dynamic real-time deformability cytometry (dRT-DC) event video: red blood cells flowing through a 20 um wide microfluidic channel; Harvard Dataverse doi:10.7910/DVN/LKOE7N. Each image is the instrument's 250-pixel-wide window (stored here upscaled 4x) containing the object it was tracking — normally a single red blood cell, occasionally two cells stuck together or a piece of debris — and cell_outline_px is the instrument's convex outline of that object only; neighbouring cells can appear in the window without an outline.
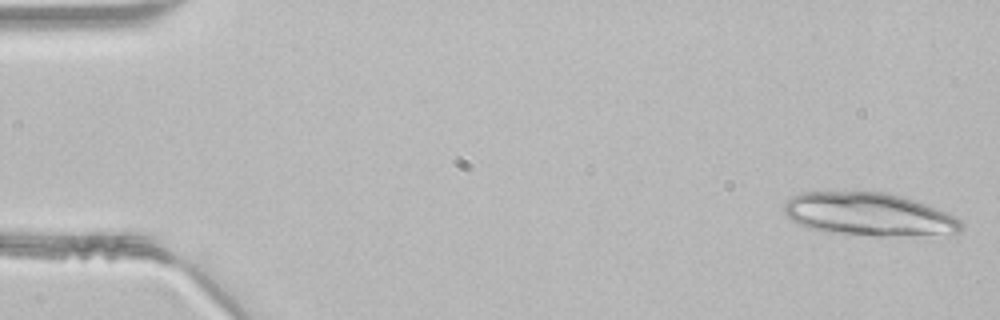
{"species": "common noctule bat (a hibernating species)", "species_latin": "Nyctalus noctula", "temperature_condition": "room temperature", "stored_images_in_passage": 20, "camera_frame_rate_fps": 3000, "um_per_image_px": 0.085, "animal": {"sex": "male", "body_mass_g": 21.5, "forearm_length_mm": 52.0}, "frame": {"image": 1, "passage_image": 1, "time_ms": 0.0, "image_size_px": [1000, 320], "cell_outline_px": [[964, 228], [956, 236], [876, 236], [840, 232], [808, 228], [784, 216], [784, 204], [792, 196], [800, 192], [888, 192], [936, 208], [956, 216], [964, 224]], "centroid_in_image_um": [73.96, 18.24], "position_along_channel_um": 11.0, "area_um2": 44.8}}